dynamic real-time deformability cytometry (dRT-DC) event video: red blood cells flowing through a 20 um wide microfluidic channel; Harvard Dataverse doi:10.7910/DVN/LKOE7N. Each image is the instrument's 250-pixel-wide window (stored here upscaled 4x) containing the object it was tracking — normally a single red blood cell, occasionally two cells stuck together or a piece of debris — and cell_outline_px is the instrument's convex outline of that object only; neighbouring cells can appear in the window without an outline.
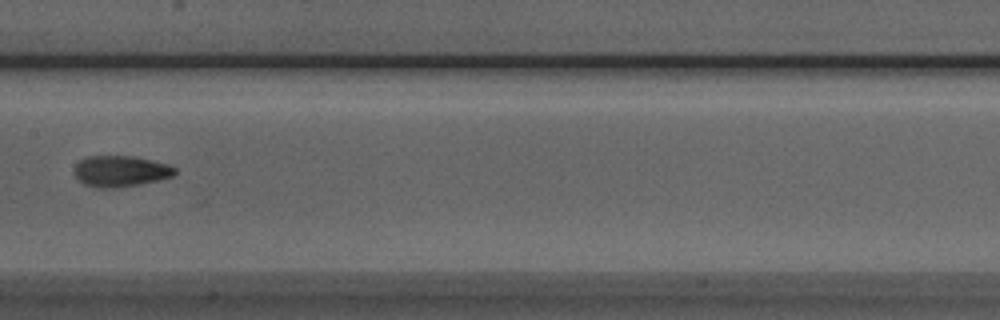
{"species": "Egyptian fruit bat (a non-hibernating species)", "species_latin": "Rousettus aegyptiacus", "temperature_condition": "room temperature", "stored_images_in_passage": 6, "camera_frame_rate_fps": 3000, "um_per_image_px": 0.085, "animal": {"sex": "male"}, "frame": {"image": 1, "passage_image": 6, "time_ms": 5.667, "image_size_px": [1000, 320], "cell_outline_px": [[176, 172], [172, 176], [140, 184], [116, 188], [100, 188], [84, 184], [76, 176], [76, 164], [80, 160], [88, 156], [132, 156], [152, 160], [168, 164], [176, 168]], "centroid_in_image_um": [10.26, 14.55], "position_along_channel_um": 197.1, "area_um2": 17.98}}